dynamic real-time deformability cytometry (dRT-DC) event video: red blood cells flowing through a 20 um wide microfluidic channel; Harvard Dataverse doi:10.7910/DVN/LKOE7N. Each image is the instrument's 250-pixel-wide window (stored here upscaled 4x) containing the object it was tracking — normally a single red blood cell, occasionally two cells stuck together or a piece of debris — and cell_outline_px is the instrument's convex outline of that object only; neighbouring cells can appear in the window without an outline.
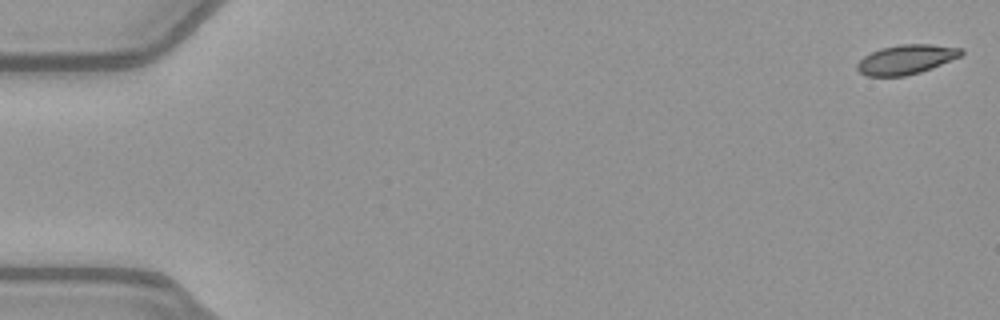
{"species": "common noctule bat (a hibernating species)", "species_latin": "Nyctalus noctula", "temperature_condition": "warm", "stored_images_in_passage": 52, "camera_frame_rate_fps": 3000, "um_per_image_px": 0.085, "animal": {"sex": "female", "body_mass_g": 21.9}, "frame": {"image": 1, "passage_image": 1, "time_ms": 0.0, "image_size_px": [1000, 320], "cell_outline_px": [[964, 52], [960, 56], [932, 68], [920, 72], [904, 76], [864, 76], [856, 68], [856, 64], [864, 56], [880, 48], [900, 44], [932, 44], [964, 48]], "centroid_in_image_um": [77.02, 5.05], "position_along_channel_um": 8.0, "area_um2": 17.92}}
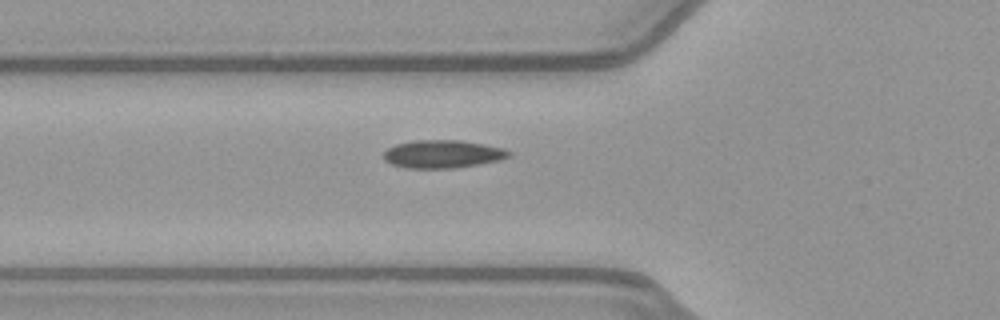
{"frame": {"image": 2, "passage_image": 19, "time_ms": 6.0, "image_size_px": [1000, 320], "cell_outline_px": [[512, 156], [500, 160], [456, 168], [408, 168], [392, 164], [384, 160], [384, 152], [388, 148], [396, 144], [416, 140], [460, 140], [484, 144], [504, 148], [512, 152]], "centroid_in_image_um": [37.66, 13.09], "position_along_channel_um": 88.1, "area_um2": 20.46}}
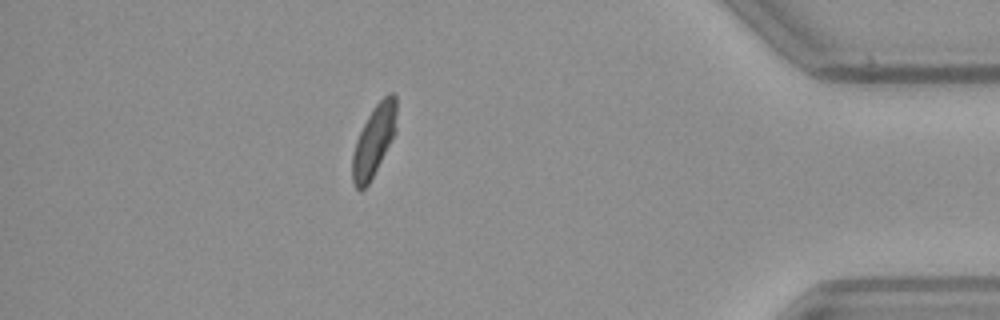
{"frame": {"image": 3, "passage_image": 46, "time_ms": 15.0, "image_size_px": [1000, 320], "cell_outline_px": [[396, 132], [368, 184], [360, 192], [356, 188], [352, 180], [352, 156], [356, 140], [372, 108], [388, 92], [392, 92], [396, 96]], "centroid_in_image_um": [31.78, 11.94], "position_along_channel_um": 403.4, "area_um2": 18.09}, "authors_computed_cell_mechanics": {"area_um2": 19.074, "velocity_mm_per_s": 3.9779, "shape_relaxation_time_tau1_ms": 4.2528, "shape_relaxation_time_tau2_ms": 2.0133, "deformation_change_tau1": 0.1267, "deformation_change_tau2": 0.0451}}